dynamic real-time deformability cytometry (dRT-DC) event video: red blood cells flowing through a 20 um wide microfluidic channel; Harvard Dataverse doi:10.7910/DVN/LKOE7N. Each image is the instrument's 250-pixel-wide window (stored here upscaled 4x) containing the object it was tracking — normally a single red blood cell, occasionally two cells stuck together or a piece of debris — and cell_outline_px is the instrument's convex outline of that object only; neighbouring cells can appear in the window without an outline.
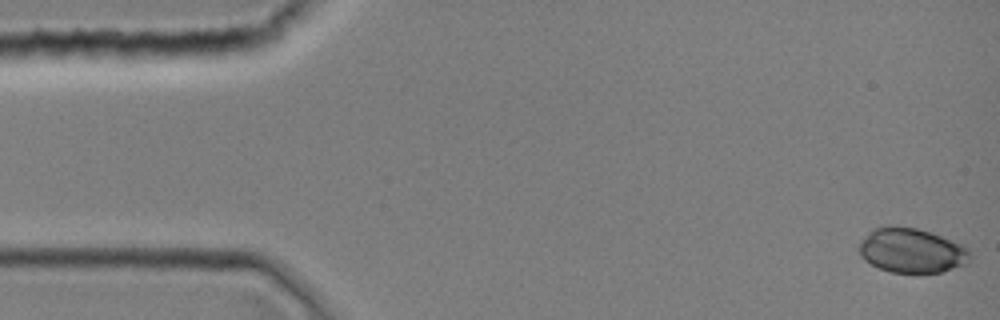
{"species": "common noctule bat (a hibernating species)", "species_latin": "Nyctalus noctula", "temperature_condition": "room temperature", "stored_images_in_passage": 39, "camera_frame_rate_fps": 3000, "um_per_image_px": 0.085, "animal": {"sex": "female", "body_mass_g": 19.0, "forearm_length_mm": 51.5}, "frame": {"image": 1, "passage_image": 1, "time_ms": 0.0, "image_size_px": [1000, 320], "cell_outline_px": [[972, 260], [968, 264], [940, 272], [920, 276], [892, 272], [880, 268], [864, 260], [860, 256], [860, 240], [872, 228], [884, 224], [888, 224], [916, 228], [932, 232], [964, 244], [972, 252]], "centroid_in_image_um": [77.54, 21.3], "position_along_channel_um": 7.5, "area_um2": 30.17}}
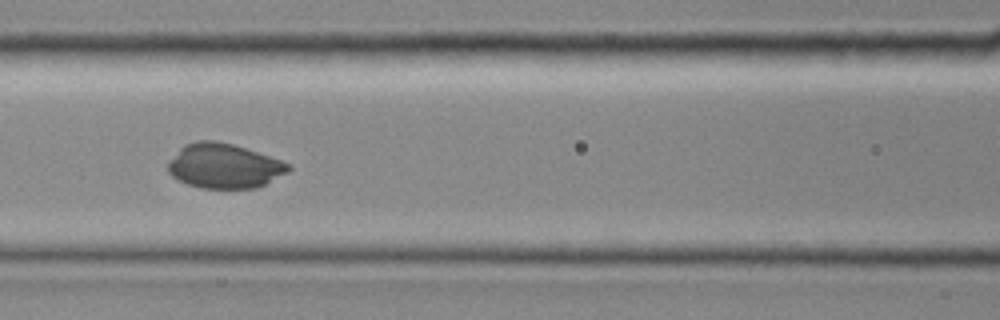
{"frame": {"image": 2, "passage_image": 17, "time_ms": 5.333, "image_size_px": [1000, 320], "cell_outline_px": [[292, 168], [288, 172], [256, 188], [200, 188], [188, 184], [172, 176], [168, 172], [168, 160], [184, 144], [196, 140], [216, 140], [232, 144], [292, 164]], "centroid_in_image_um": [19.03, 14.1], "position_along_channel_um": 147.6, "area_um2": 31.27}}
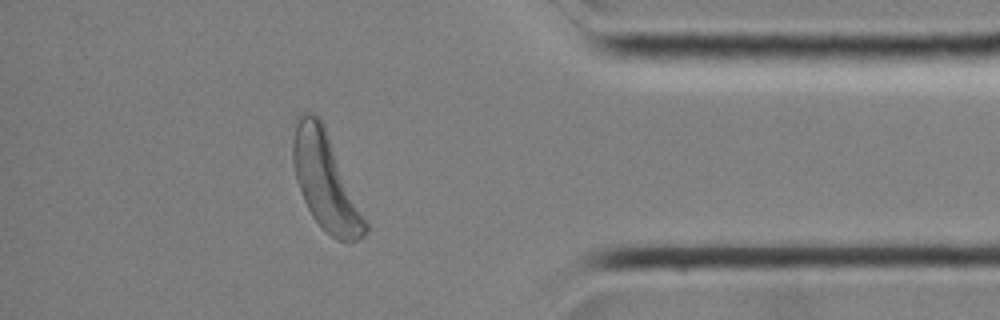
{"frame": {"image": 3, "passage_image": 34, "time_ms": 11.0, "image_size_px": [1000, 320], "cell_outline_px": [[368, 228], [364, 236], [356, 240], [336, 240], [312, 216], [304, 200], [296, 180], [292, 160], [292, 140], [296, 124], [300, 112], [312, 112], [320, 116], [324, 124], [368, 224]], "centroid_in_image_um": [27.65, 15.35], "position_along_channel_um": 407.6, "area_um2": 40.29}}